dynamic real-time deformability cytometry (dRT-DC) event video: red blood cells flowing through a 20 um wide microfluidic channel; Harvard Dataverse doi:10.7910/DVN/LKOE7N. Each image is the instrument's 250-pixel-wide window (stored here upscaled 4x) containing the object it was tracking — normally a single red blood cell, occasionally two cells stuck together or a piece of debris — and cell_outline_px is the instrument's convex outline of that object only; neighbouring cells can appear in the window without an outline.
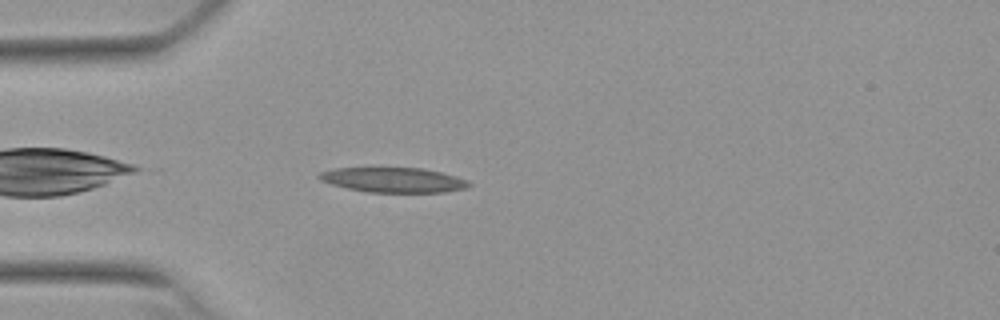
{"species": "Egyptian fruit bat (a non-hibernating species)", "species_latin": "Rousettus aegyptiacus", "temperature_condition": "warm", "stored_images_in_passage": 35, "camera_frame_rate_fps": 3000, "um_per_image_px": 0.085, "animal": {"sex": "female"}, "frame": {"image": 1, "passage_image": 4, "time_ms": 1.0, "image_size_px": [1000, 320], "cell_outline_px": [[472, 184], [468, 188], [444, 192], [368, 192], [348, 188], [332, 184], [320, 180], [316, 176], [320, 172], [336, 168], [424, 168], [456, 176], [468, 180]], "centroid_in_image_um": [33.47, 15.29], "position_along_channel_um": 51.5, "area_um2": 21.68}}
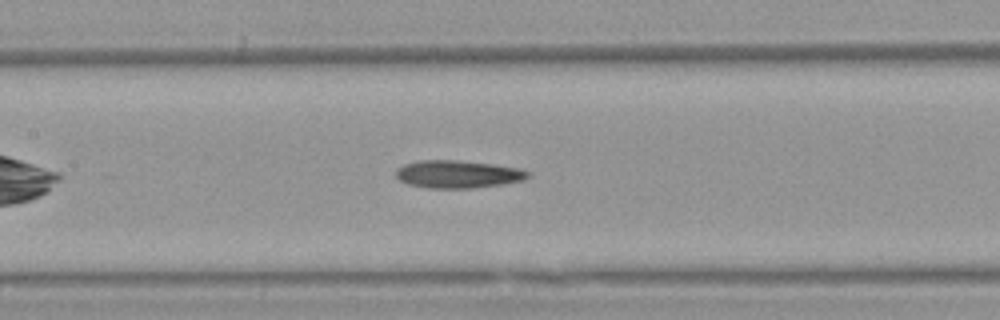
{"frame": {"image": 2, "passage_image": 14, "time_ms": 4.333, "image_size_px": [1000, 320], "cell_outline_px": [[532, 176], [524, 180], [500, 184], [472, 188], [428, 188], [408, 184], [400, 180], [396, 176], [396, 168], [404, 164], [420, 160], [460, 160], [492, 164], [520, 168], [532, 172]], "centroid_in_image_um": [38.94, 14.8], "position_along_channel_um": 168.5, "area_um2": 21.44}}
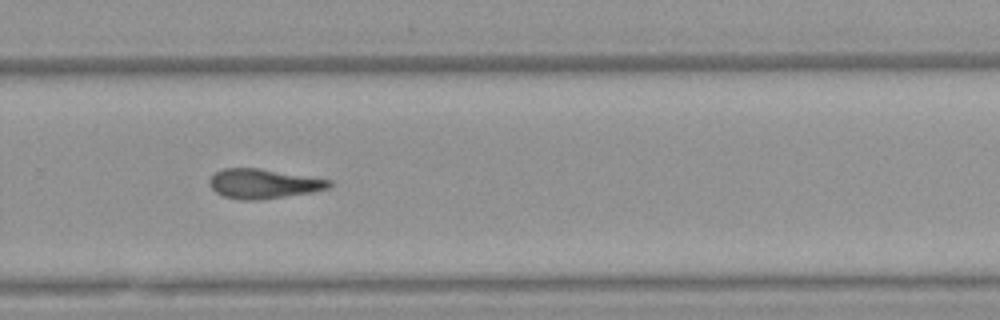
{"frame": {"image": 3, "passage_image": 25, "time_ms": 8.0, "image_size_px": [1000, 320], "cell_outline_px": [[332, 188], [312, 192], [256, 200], [240, 200], [224, 196], [216, 192], [208, 184], [208, 180], [216, 172], [224, 168], [260, 168], [332, 180]], "centroid_in_image_um": [22.41, 15.61], "position_along_channel_um": 307.4, "area_um2": 20.63}, "authors_computed_cell_mechanics": {"area_um2": 21.097, "velocity_mm_per_s": 3.8034, "shape_relaxation_time_tau1_ms": null, "shape_relaxation_time_tau2_ms": 6.2701, "deformation_change_tau1": null, "deformation_change_tau2": 0.1627}}